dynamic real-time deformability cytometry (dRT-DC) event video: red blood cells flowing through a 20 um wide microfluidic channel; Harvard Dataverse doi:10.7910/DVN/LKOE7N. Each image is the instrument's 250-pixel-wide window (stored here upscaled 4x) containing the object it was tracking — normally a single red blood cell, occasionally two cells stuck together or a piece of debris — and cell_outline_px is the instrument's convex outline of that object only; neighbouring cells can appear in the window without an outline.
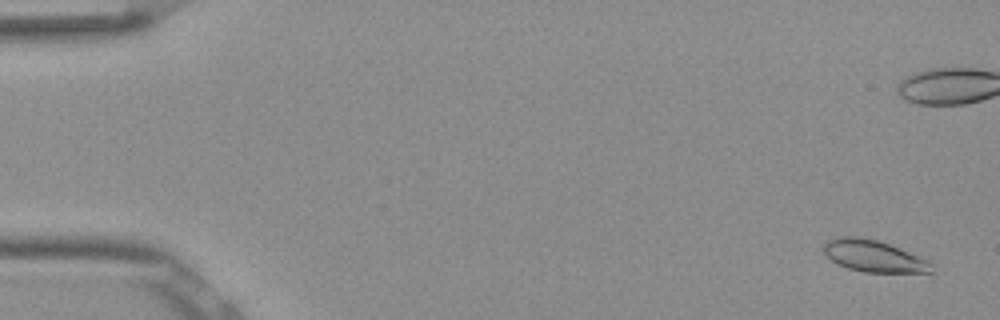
{"species": "Egyptian fruit bat (a non-hibernating species)", "species_latin": "Rousettus aegyptiacus", "temperature_condition": "room temperature", "stored_images_in_passage": 55, "camera_frame_rate_fps": 3000, "um_per_image_px": 0.085, "frame": {"image": 1, "passage_image": 3, "time_ms": 0.667, "image_size_px": [1000, 320], "cell_outline_px": [[932, 272], [864, 272], [848, 268], [832, 260], [820, 248], [828, 240], [840, 236], [856, 236], [876, 240], [888, 244], [916, 256], [932, 264]], "centroid_in_image_um": [74.18, 21.76], "position_along_channel_um": 10.8, "area_um2": 19.36}}
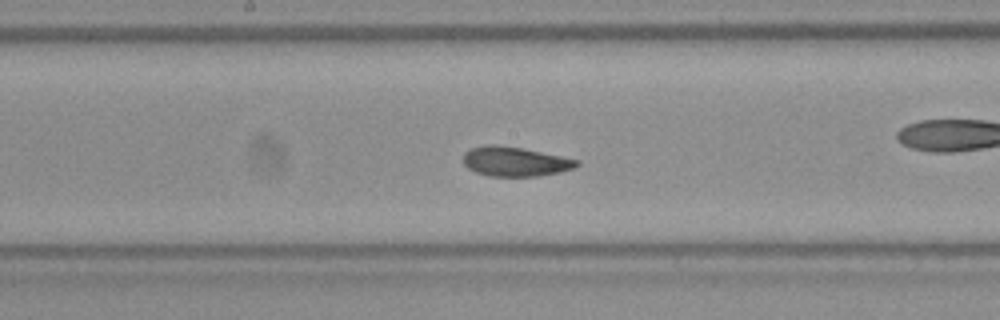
{"frame": {"image": 2, "passage_image": 29, "time_ms": 9.333, "image_size_px": [1000, 320], "cell_outline_px": [[580, 164], [576, 168], [560, 172], [540, 176], [492, 176], [476, 172], [468, 168], [464, 164], [464, 152], [472, 148], [488, 144], [496, 144], [524, 148], [580, 160]], "centroid_in_image_um": [43.82, 13.72], "position_along_channel_um": 204.4, "area_um2": 19.65}}
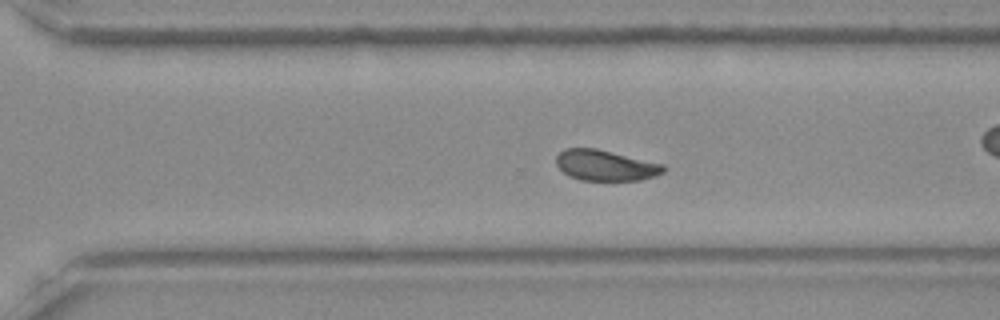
{"frame": {"image": 3, "passage_image": 38, "time_ms": 12.333, "image_size_px": [1000, 320], "cell_outline_px": [[668, 168], [664, 172], [656, 176], [640, 180], [580, 180], [568, 176], [556, 164], [556, 156], [564, 148], [596, 148], [664, 164]], "centroid_in_image_um": [51.49, 14.05], "position_along_channel_um": 319.1, "area_um2": 19.31}, "authors_computed_cell_mechanics": {"area_um2": 19.8254, "velocity_mm_per_s": 3.8435, "shape_relaxation_time_tau1_ms": 5.2213, "shape_relaxation_time_tau2_ms": 1.5736, "deformation_change_tau1": 0.1153, "deformation_change_tau2": 0.0591}}